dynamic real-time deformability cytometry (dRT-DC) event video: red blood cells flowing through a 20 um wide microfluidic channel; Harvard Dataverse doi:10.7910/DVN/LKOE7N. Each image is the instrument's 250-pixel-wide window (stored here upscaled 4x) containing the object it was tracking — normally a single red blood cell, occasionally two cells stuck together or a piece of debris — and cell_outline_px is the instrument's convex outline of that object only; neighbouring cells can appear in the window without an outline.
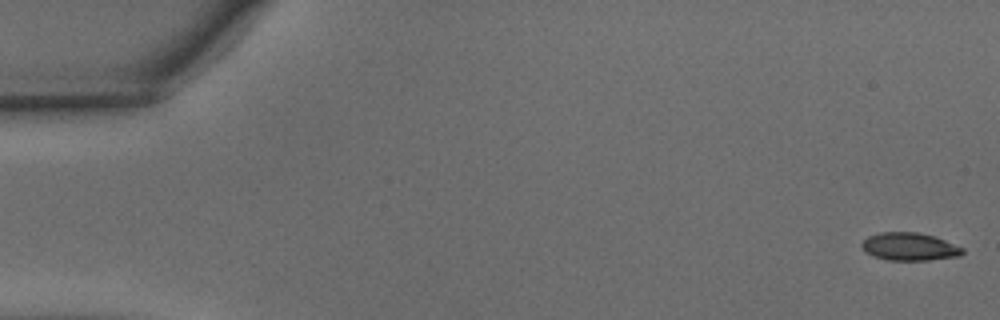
{"species": "common noctule bat (a hibernating species)", "species_latin": "Nyctalus noctula", "temperature_condition": "warm", "stored_images_in_passage": 49, "camera_frame_rate_fps": 3000, "um_per_image_px": 0.085, "animal": {"sex": "male", "body_mass_g": 15.6}, "frame": {"image": 1, "passage_image": 1, "time_ms": 0.0, "image_size_px": [1000, 320], "cell_outline_px": [[964, 252], [960, 256], [928, 260], [888, 260], [872, 256], [864, 252], [860, 244], [868, 236], [880, 232], [920, 232], [936, 236], [964, 248]], "centroid_in_image_um": [77.3, 20.96], "position_along_channel_um": 7.7, "area_um2": 16.59}}
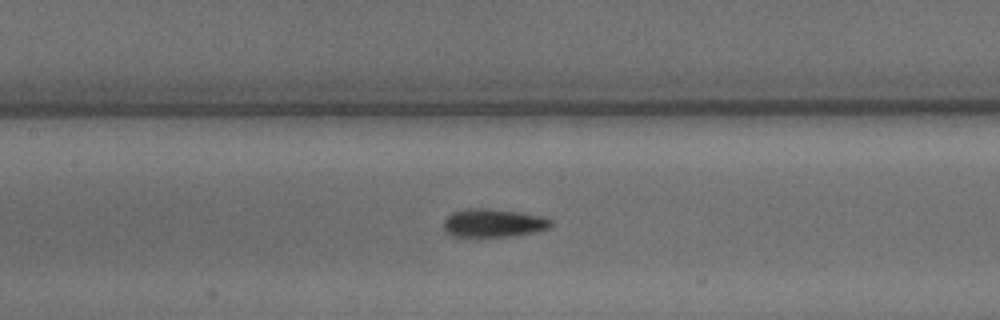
{"frame": {"image": 2, "passage_image": 23, "time_ms": 7.333, "image_size_px": [1000, 320], "cell_outline_px": [[552, 224], [548, 228], [536, 232], [516, 236], [452, 236], [444, 228], [444, 220], [452, 212], [468, 208], [488, 208], [544, 216], [552, 220]], "centroid_in_image_um": [41.96, 18.95], "position_along_channel_um": 165.4, "area_um2": 17.63}}
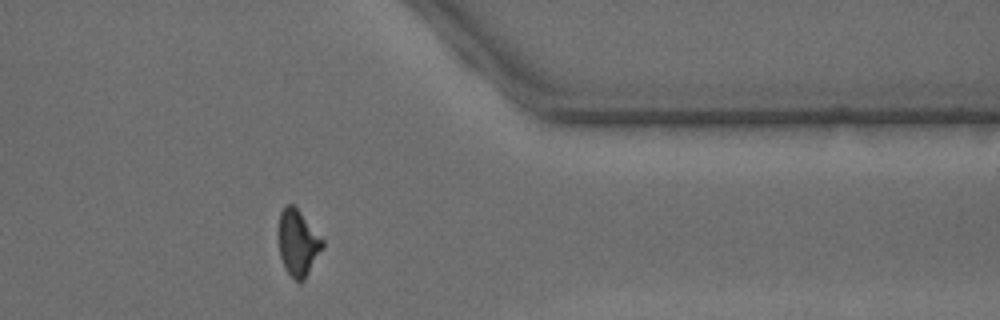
{"frame": {"image": 3, "passage_image": 40, "time_ms": 13.0, "image_size_px": [1000, 320], "cell_outline_px": [[324, 248], [304, 280], [300, 284], [284, 268], [280, 256], [280, 212], [288, 204], [292, 204], [300, 212], [324, 240]], "centroid_in_image_um": [25.36, 20.68], "position_along_channel_um": 386.0, "area_um2": 16.65}, "authors_computed_cell_mechanics": {"area_um2": 17.2822, "velocity_mm_per_s": 4.137, "shape_relaxation_time_tau1_ms": 3.4352, "shape_relaxation_time_tau2_ms": 1.9477, "deformation_change_tau1": 0.1518, "deformation_change_tau2": 0.0763}}